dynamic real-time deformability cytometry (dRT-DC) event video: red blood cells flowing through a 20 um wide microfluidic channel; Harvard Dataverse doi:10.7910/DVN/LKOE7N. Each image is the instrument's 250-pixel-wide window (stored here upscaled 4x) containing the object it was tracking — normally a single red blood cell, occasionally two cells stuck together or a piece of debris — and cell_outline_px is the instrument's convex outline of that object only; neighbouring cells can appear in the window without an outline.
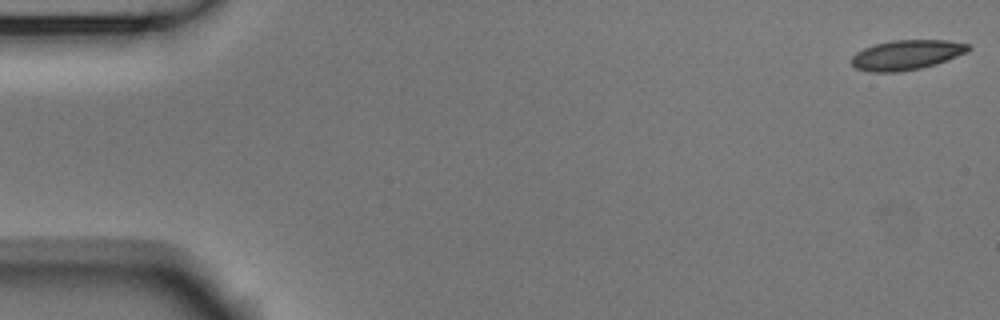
{"species": "Egyptian fruit bat (a non-hibernating species)", "species_latin": "Rousettus aegyptiacus", "temperature_condition": "room temperature", "stored_images_in_passage": 53, "camera_frame_rate_fps": 3000, "um_per_image_px": 0.085, "animal": {"sex": "male"}, "frame": {"image": 1, "passage_image": 1, "time_ms": 0.0, "image_size_px": [1000, 320], "cell_outline_px": [[972, 48], [968, 52], [936, 64], [920, 68], [900, 72], [868, 72], [856, 68], [852, 64], [852, 56], [856, 52], [864, 48], [876, 44], [892, 40], [948, 40], [968, 44]], "centroid_in_image_um": [77.07, 4.67], "position_along_channel_um": 7.9, "area_um2": 20.35}}
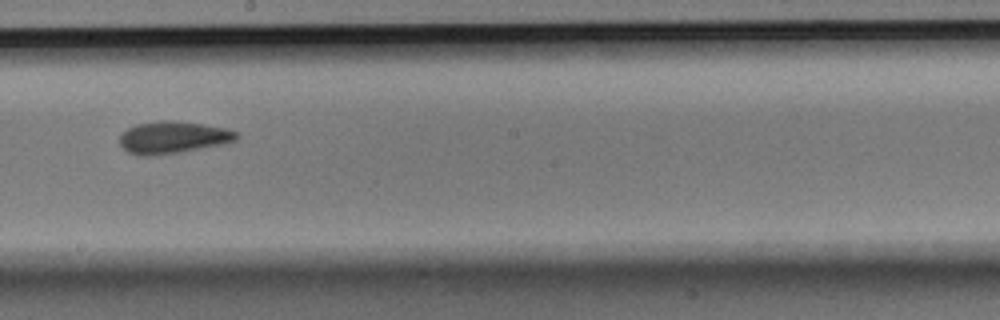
{"frame": {"image": 2, "passage_image": 30, "time_ms": 9.667, "image_size_px": [1000, 320], "cell_outline_px": [[240, 136], [236, 140], [224, 144], [180, 152], [144, 156], [140, 156], [128, 152], [120, 144], [120, 136], [128, 128], [136, 124], [164, 120], [172, 120], [228, 128], [240, 132]], "centroid_in_image_um": [14.75, 11.67], "position_along_channel_um": 233.4, "area_um2": 21.85}}
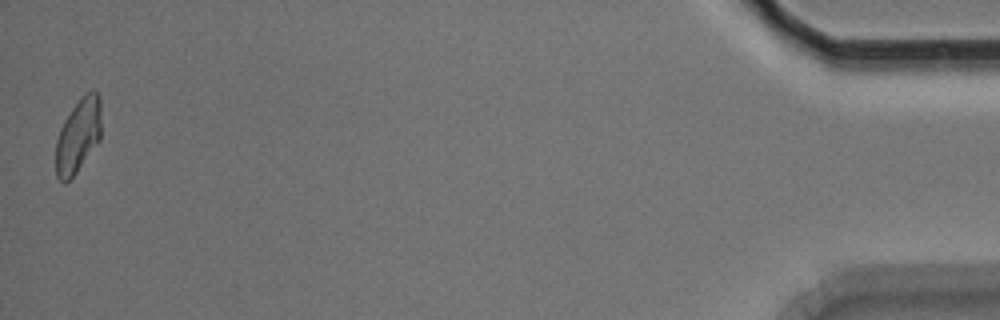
{"frame": {"image": 3, "passage_image": 53, "time_ms": 17.333, "image_size_px": [1000, 320], "cell_outline_px": [[100, 140], [76, 172], [64, 184], [56, 176], [56, 140], [60, 128], [64, 120], [80, 96], [84, 92], [92, 88], [100, 96]], "centroid_in_image_um": [6.64, 11.48], "position_along_channel_um": 428.6, "area_um2": 19.71}, "authors_computed_cell_mechanics": {"area_um2": 20.7502, "velocity_mm_per_s": 3.7515, "shape_relaxation_time_tau1_ms": 9.4358, "shape_relaxation_time_tau2_ms": 2.3089, "deformation_change_tau1": 0.1643, "deformation_change_tau2": 0.0557}}